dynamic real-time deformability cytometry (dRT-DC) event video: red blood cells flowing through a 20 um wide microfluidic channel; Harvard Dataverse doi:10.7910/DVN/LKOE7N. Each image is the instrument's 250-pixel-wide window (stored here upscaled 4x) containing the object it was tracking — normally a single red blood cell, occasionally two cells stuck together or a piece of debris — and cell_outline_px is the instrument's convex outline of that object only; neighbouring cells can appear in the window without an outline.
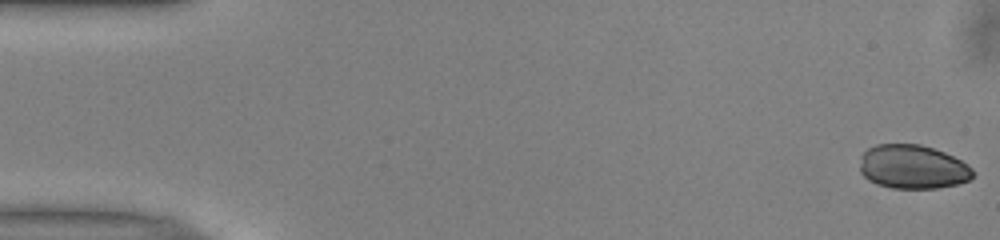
{"species": "common noctule bat (a hibernating species)", "species_latin": "Nyctalus noctula", "temperature_condition": "warm", "stored_images_in_passage": 47, "camera_frame_rate_fps": 3000, "um_per_image_px": 0.085, "animal": {"sex": "male", "body_mass_g": 13.0, "forearm_length_mm": 53.1}, "frame": {"image": 1, "passage_image": 1, "time_ms": 0.0, "image_size_px": [1000, 240], "cell_outline_px": [[972, 176], [968, 180], [956, 184], [936, 188], [892, 188], [876, 184], [868, 180], [860, 172], [860, 156], [868, 148], [876, 144], [920, 144], [944, 152], [968, 164], [972, 168]], "centroid_in_image_um": [77.54, 14.18], "position_along_channel_um": 7.5, "area_um2": 28.9}}
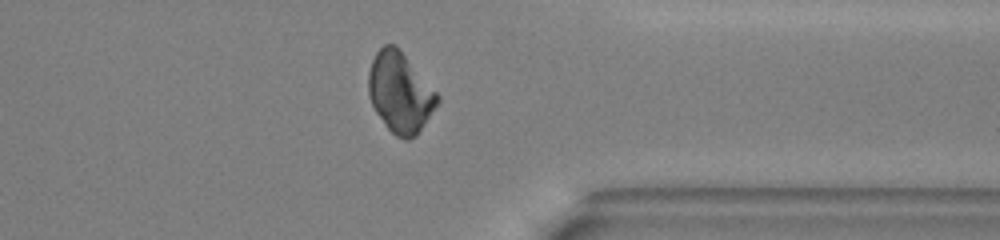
{"frame": {"image": 2, "passage_image": 40, "time_ms": 13.0, "image_size_px": [1000, 240], "cell_outline_px": [[440, 100], [416, 136], [408, 140], [404, 140], [396, 136], [388, 128], [376, 112], [368, 96], [368, 72], [372, 60], [376, 52], [384, 44], [396, 44], [400, 48], [440, 96]], "centroid_in_image_um": [34.0, 7.84], "position_along_channel_um": 377.4, "area_um2": 32.25}}
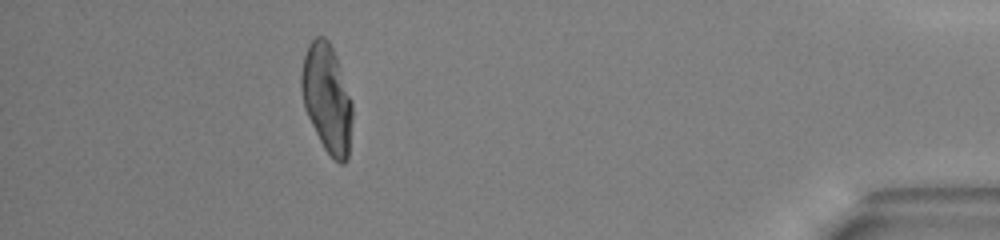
{"frame": {"image": 3, "passage_image": 46, "time_ms": 15.0, "image_size_px": [1000, 240], "cell_outline_px": [[352, 120], [348, 156], [344, 164], [340, 164], [324, 148], [304, 108], [300, 88], [300, 76], [304, 56], [308, 44], [316, 36], [324, 36], [328, 40], [336, 56], [352, 100]], "centroid_in_image_um": [27.78, 8.33], "position_along_channel_um": 407.4, "area_um2": 32.08}}